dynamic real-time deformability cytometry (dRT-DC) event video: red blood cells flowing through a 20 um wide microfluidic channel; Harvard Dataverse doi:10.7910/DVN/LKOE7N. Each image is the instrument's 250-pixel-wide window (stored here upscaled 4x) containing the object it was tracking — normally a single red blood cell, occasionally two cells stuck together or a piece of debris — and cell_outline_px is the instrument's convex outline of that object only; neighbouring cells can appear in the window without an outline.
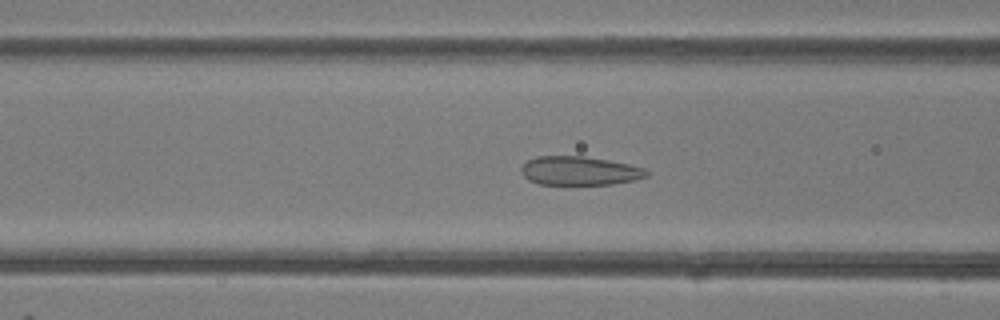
{"species": "common noctule bat (a hibernating species)", "species_latin": "Nyctalus noctula", "temperature_condition": "room temperature", "stored_images_in_passage": 36, "camera_frame_rate_fps": 3000, "um_per_image_px": 0.085, "animal": {"sex": "female"}, "frame": {"image": 1, "passage_image": 7, "time_ms": 2.0, "image_size_px": [1000, 320], "cell_outline_px": [[652, 172], [648, 176], [636, 180], [612, 184], [540, 184], [528, 180], [520, 172], [520, 168], [528, 160], [536, 156], [584, 156], [608, 160], [628, 164], [644, 168]], "centroid_in_image_um": [49.28, 14.52], "position_along_channel_um": 117.3, "area_um2": 21.15}}
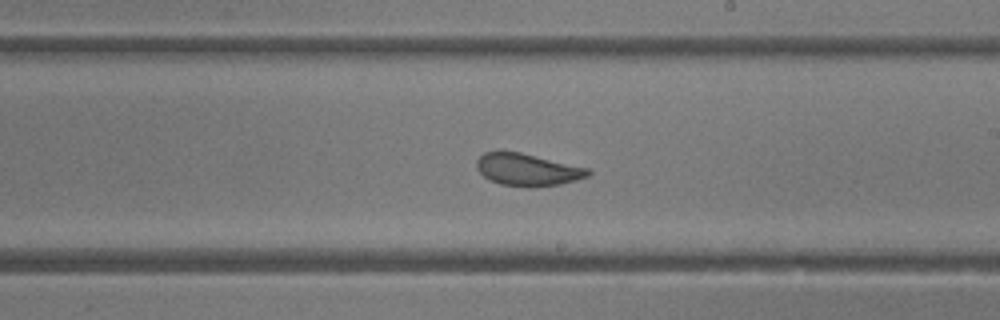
{"frame": {"image": 2, "passage_image": 16, "time_ms": 5.0, "image_size_px": [1000, 320], "cell_outline_px": [[592, 172], [588, 176], [576, 180], [560, 184], [532, 188], [528, 188], [500, 184], [484, 176], [476, 168], [476, 160], [484, 152], [520, 152], [588, 168]], "centroid_in_image_um": [44.84, 14.44], "position_along_channel_um": 244.2, "area_um2": 20.87}}
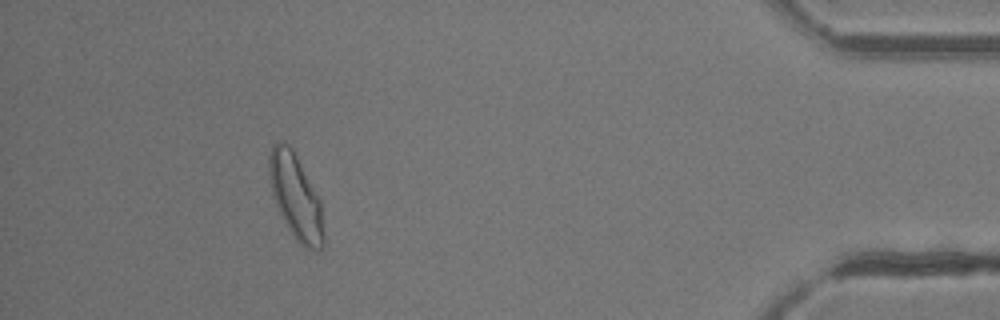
{"frame": {"image": 3, "passage_image": 32, "time_ms": 10.333, "image_size_px": [1000, 320], "cell_outline_px": [[324, 244], [320, 252], [304, 248], [296, 240], [288, 228], [276, 204], [272, 192], [268, 172], [268, 156], [272, 144], [276, 140], [284, 140], [292, 148], [320, 200], [324, 236]], "centroid_in_image_um": [25.12, 16.71], "position_along_channel_um": 410.1, "area_um2": 27.05}, "authors_computed_cell_mechanics": {"area_um2": 22.5131, "velocity_mm_per_s": 4.2273, "shape_relaxation_time_tau1_ms": null, "shape_relaxation_time_tau2_ms": 0.8724, "deformation_change_tau1": null, "deformation_change_tau2": 0.0779}}